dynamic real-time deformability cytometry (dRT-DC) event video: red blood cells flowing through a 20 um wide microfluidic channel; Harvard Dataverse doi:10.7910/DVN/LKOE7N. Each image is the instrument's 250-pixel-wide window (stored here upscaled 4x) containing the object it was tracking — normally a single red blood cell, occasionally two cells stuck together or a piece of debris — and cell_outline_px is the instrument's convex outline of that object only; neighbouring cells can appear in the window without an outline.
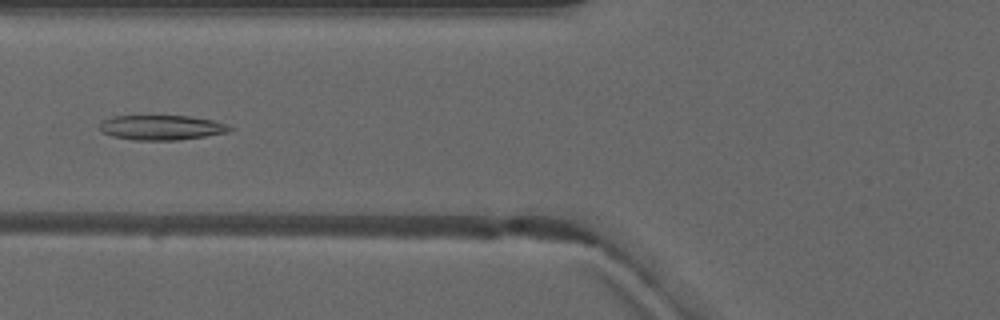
{"species": "common noctule bat (a hibernating species)", "species_latin": "Nyctalus noctula", "temperature_condition": "warm", "stored_images_in_passage": 5, "camera_frame_rate_fps": 3000, "um_per_image_px": 0.085, "animal": {"sex": "male", "forearm_length_mm": 52.5}, "frame": {"image": 1, "passage_image": 5, "time_ms": 4.667, "image_size_px": [1000, 320], "cell_outline_px": [[232, 128], [228, 132], [204, 136], [176, 140], [132, 140], [112, 136], [100, 132], [100, 124], [104, 120], [112, 116], [188, 116], [212, 120], [228, 124]], "centroid_in_image_um": [13.7, 10.84], "position_along_channel_um": 112.1, "area_um2": 18.73}}